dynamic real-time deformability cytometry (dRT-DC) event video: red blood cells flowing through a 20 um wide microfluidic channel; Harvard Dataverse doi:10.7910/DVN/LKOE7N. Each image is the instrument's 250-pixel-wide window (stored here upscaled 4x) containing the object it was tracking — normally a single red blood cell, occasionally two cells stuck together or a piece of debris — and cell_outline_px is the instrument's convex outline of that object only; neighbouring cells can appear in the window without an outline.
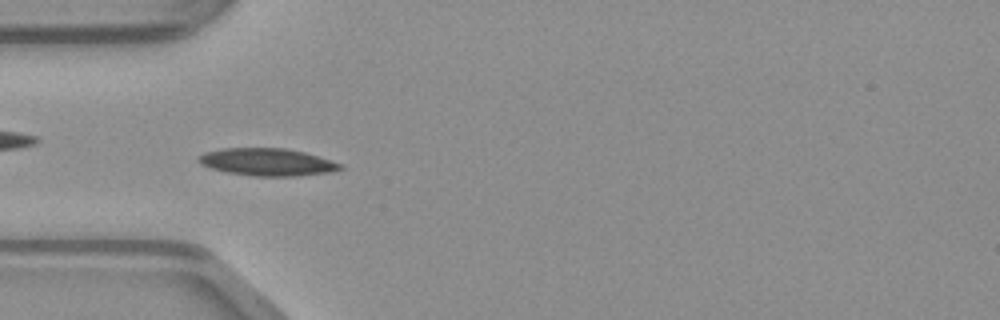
{"species": "common noctule bat (a hibernating species)", "species_latin": "Nyctalus noctula", "temperature_condition": "warm", "stored_images_in_passage": 18, "camera_frame_rate_fps": 3000, "um_per_image_px": 0.085, "animal": {"sex": "male", "body_mass_g": 23.1, "forearm_length_mm": 52.7}, "frame": {"image": 1, "passage_image": 6, "time_ms": 1.667, "image_size_px": [1000, 320], "cell_outline_px": [[344, 168], [328, 172], [296, 176], [252, 176], [228, 172], [212, 168], [200, 164], [196, 160], [196, 156], [204, 152], [224, 148], [284, 148], [304, 152], [344, 164]], "centroid_in_image_um": [22.69, 13.77], "position_along_channel_um": 62.3, "area_um2": 22.66}}